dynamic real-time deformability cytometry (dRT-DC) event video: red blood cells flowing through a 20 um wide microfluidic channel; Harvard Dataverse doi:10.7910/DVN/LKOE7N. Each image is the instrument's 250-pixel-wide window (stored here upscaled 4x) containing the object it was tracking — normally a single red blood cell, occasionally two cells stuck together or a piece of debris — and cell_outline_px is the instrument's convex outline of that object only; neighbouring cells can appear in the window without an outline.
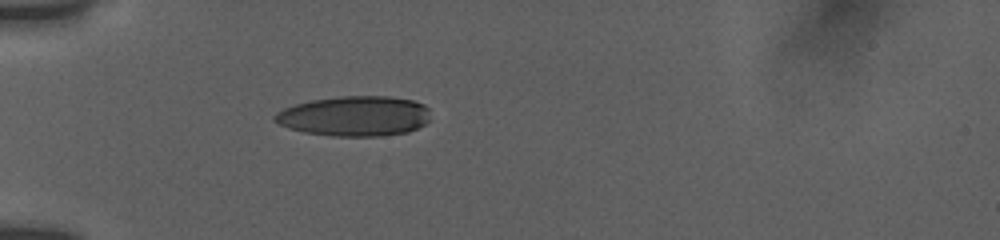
{"species": "human", "species_latin": "Homo sapiens", "temperature_condition": "room temperature", "stored_images_in_passage": 12, "camera_frame_rate_fps": 3000, "um_per_image_px": 0.085, "donor": {"sex": "female"}, "frame": {"image": 1, "passage_image": 1, "time_ms": 0.0, "image_size_px": [1000, 240], "cell_outline_px": [[428, 120], [424, 124], [408, 132], [380, 136], [332, 136], [304, 132], [288, 128], [272, 120], [272, 116], [276, 112], [284, 108], [296, 104], [312, 100], [340, 96], [388, 96], [412, 100], [424, 104], [428, 108]], "centroid_in_image_um": [30.11, 9.87], "position_along_channel_um": 54.9, "area_um2": 36.41}}
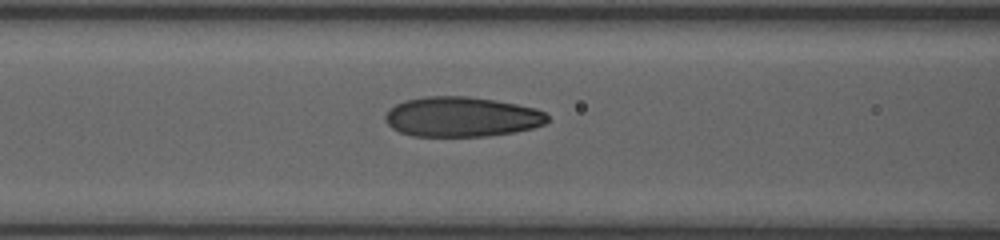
{"frame": {"image": 2, "passage_image": 9, "time_ms": 2.333, "image_size_px": [1000, 240], "cell_outline_px": [[548, 120], [544, 124], [532, 128], [516, 132], [488, 136], [412, 136], [400, 132], [392, 128], [384, 120], [384, 116], [396, 104], [404, 100], [424, 96], [468, 96], [496, 100], [536, 108], [544, 112], [548, 116]], "centroid_in_image_um": [39.24, 9.93], "position_along_channel_um": 127.4, "area_um2": 37.92}}
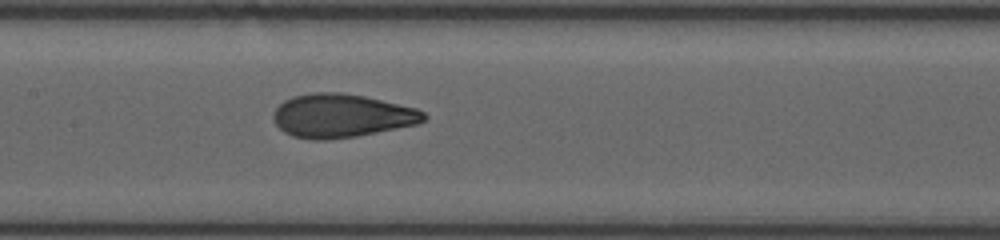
{"frame": {"image": 3, "passage_image": 12, "time_ms": 3.667, "image_size_px": [1000, 240], "cell_outline_px": [[428, 116], [424, 120], [416, 124], [356, 136], [328, 140], [312, 140], [292, 136], [284, 132], [276, 124], [272, 116], [276, 108], [284, 100], [292, 96], [312, 92], [340, 92], [364, 96], [416, 108], [424, 112]], "centroid_in_image_um": [29.0, 9.83], "position_along_channel_um": 178.4, "area_um2": 38.09}}